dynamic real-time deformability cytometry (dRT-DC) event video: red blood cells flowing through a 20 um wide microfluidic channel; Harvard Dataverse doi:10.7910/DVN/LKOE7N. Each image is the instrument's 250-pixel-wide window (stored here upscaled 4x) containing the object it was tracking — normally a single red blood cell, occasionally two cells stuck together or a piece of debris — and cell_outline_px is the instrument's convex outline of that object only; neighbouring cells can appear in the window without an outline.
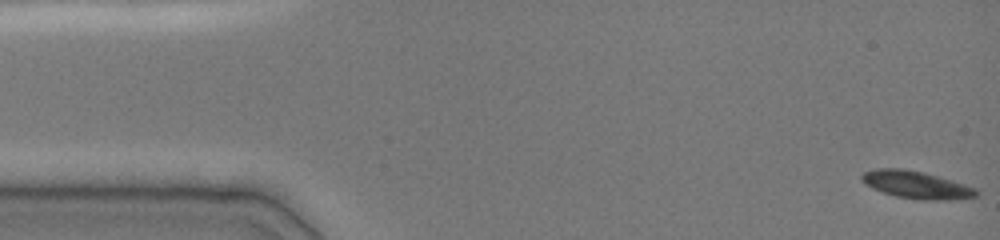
{"species": "common noctule bat (a hibernating species)", "species_latin": "Nyctalus noctula", "temperature_condition": "cold", "stored_images_in_passage": 52, "camera_frame_rate_fps": 3000, "um_per_image_px": 0.085, "animal": {"sex": "female", "body_mass_g": 19.0, "forearm_length_mm": 51.5}, "frame": {"image": 1, "passage_image": 1, "time_ms": 0.0, "image_size_px": [1000, 240], "cell_outline_px": [[980, 196], [956, 200], [920, 200], [896, 196], [872, 188], [860, 180], [860, 176], [864, 172], [876, 168], [904, 168], [924, 172], [952, 180], [976, 188], [980, 192]], "centroid_in_image_um": [77.93, 15.71], "position_along_channel_um": 7.1, "area_um2": 18.61}}
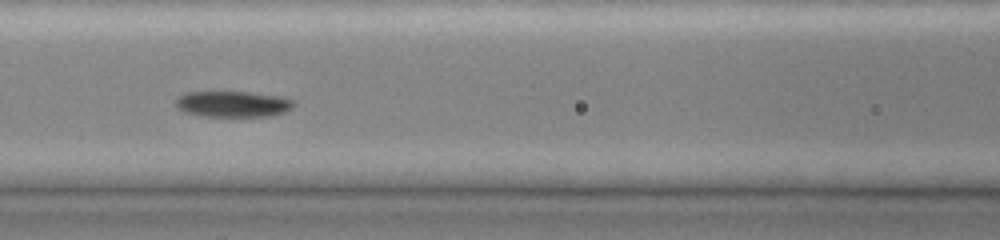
{"frame": {"image": 2, "passage_image": 21, "time_ms": 6.667, "image_size_px": [1000, 240], "cell_outline_px": [[296, 104], [292, 108], [284, 112], [268, 116], [208, 116], [184, 112], [176, 108], [176, 100], [180, 96], [188, 92], [248, 92], [284, 96], [296, 100]], "centroid_in_image_um": [19.87, 8.83], "position_along_channel_um": 146.7, "area_um2": 17.92}}
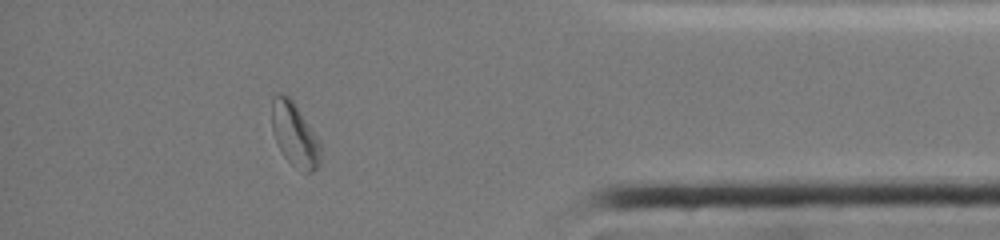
{"frame": {"image": 3, "passage_image": 45, "time_ms": 14.0, "image_size_px": [1000, 240], "cell_outline_px": [[320, 164], [312, 172], [304, 172], [292, 164], [284, 156], [272, 132], [272, 96], [276, 92], [280, 92], [288, 96], [292, 100], [320, 140]], "centroid_in_image_um": [25.04, 11.41], "position_along_channel_um": 410.2, "area_um2": 18.03}, "authors_computed_cell_mechanics": {"area_um2": 18.0914, "velocity_mm_per_s": 3.8945, "shape_relaxation_time_tau1_ms": 4.9672, "shape_relaxation_time_tau2_ms": null, "deformation_change_tau1": 0.1616, "deformation_change_tau2": null}}